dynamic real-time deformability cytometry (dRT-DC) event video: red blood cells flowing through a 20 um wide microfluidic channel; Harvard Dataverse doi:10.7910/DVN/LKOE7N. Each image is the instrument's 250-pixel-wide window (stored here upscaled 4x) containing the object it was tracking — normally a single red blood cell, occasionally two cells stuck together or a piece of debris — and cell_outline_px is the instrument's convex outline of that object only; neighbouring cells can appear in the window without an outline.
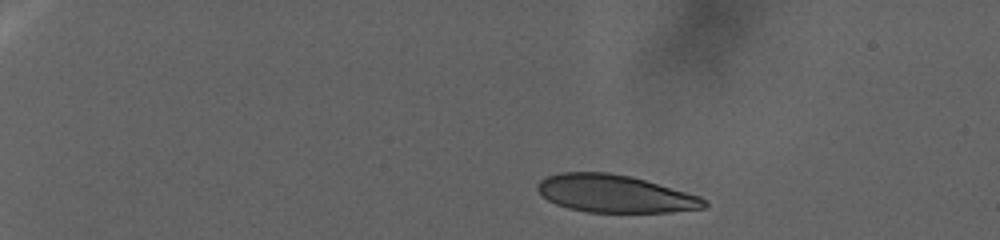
{"species": "human", "species_latin": "Homo sapiens", "temperature_condition": "warm", "stored_images_in_passage": 62, "camera_frame_rate_fps": 3000, "um_per_image_px": 0.085, "donor": {"sex": "female"}, "frame": {"image": 1, "passage_image": 1, "time_ms": 0.0, "image_size_px": [1000, 240], "cell_outline_px": [[708, 204], [704, 208], [668, 212], [588, 212], [568, 208], [556, 204], [548, 200], [536, 188], [536, 184], [540, 180], [548, 176], [560, 172], [608, 172], [632, 176], [700, 196]], "centroid_in_image_um": [52.25, 16.46], "position_along_channel_um": 32.8, "area_um2": 36.41}}
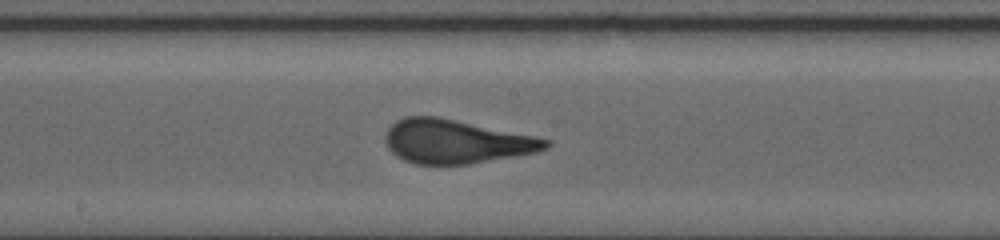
{"frame": {"image": 2, "passage_image": 26, "time_ms": 19.333, "image_size_px": [1000, 240], "cell_outline_px": [[552, 144], [548, 148], [536, 152], [468, 164], [416, 164], [404, 160], [396, 156], [388, 148], [384, 140], [384, 136], [388, 128], [396, 120], [404, 116], [436, 116], [536, 136], [552, 140]], "centroid_in_image_um": [38.75, 12.02], "position_along_channel_um": 209.4, "area_um2": 40.98}}
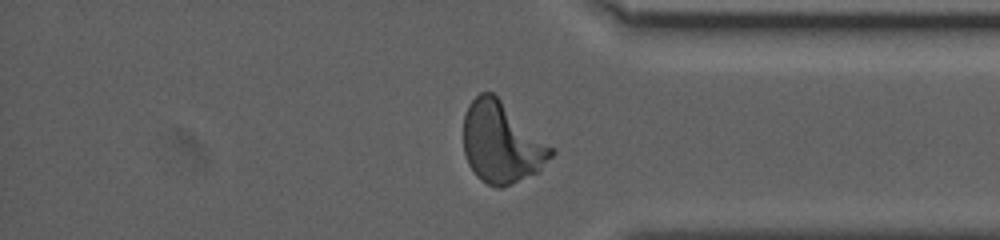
{"frame": {"image": 3, "passage_image": 51, "time_ms": 31.333, "image_size_px": [1000, 240], "cell_outline_px": [[556, 152], [536, 172], [500, 188], [496, 188], [480, 180], [476, 176], [468, 164], [464, 152], [464, 116], [468, 104], [480, 92], [492, 92], [556, 148]], "centroid_in_image_um": [42.64, 12.11], "position_along_channel_um": 392.6, "area_um2": 41.33}}